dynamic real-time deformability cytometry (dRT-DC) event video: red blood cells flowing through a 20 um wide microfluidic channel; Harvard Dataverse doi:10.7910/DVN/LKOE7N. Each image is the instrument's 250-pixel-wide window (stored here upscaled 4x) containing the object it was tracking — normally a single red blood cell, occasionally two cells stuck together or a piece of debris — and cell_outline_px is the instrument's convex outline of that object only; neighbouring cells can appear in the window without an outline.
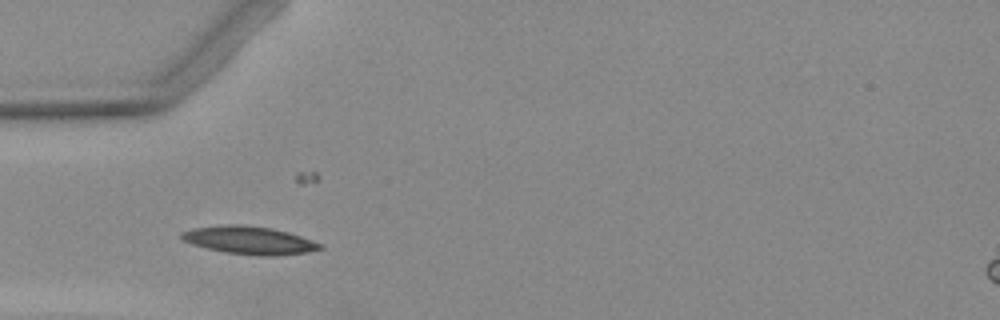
{"species": "Egyptian fruit bat (a non-hibernating species)", "species_latin": "Rousettus aegyptiacus", "temperature_condition": "warm", "stored_images_in_passage": 5, "camera_frame_rate_fps": 3000, "um_per_image_px": 0.085, "animal": {"sex": "female"}, "frame": {"image": 1, "passage_image": 4, "time_ms": 3.333, "image_size_px": [1000, 320], "cell_outline_px": [[324, 248], [304, 252], [276, 256], [260, 256], [224, 252], [192, 244], [180, 240], [180, 232], [196, 228], [228, 224], [244, 224], [272, 228], [288, 232], [324, 244]], "centroid_in_image_um": [21.19, 20.42], "position_along_channel_um": 63.8, "area_um2": 22.54}}